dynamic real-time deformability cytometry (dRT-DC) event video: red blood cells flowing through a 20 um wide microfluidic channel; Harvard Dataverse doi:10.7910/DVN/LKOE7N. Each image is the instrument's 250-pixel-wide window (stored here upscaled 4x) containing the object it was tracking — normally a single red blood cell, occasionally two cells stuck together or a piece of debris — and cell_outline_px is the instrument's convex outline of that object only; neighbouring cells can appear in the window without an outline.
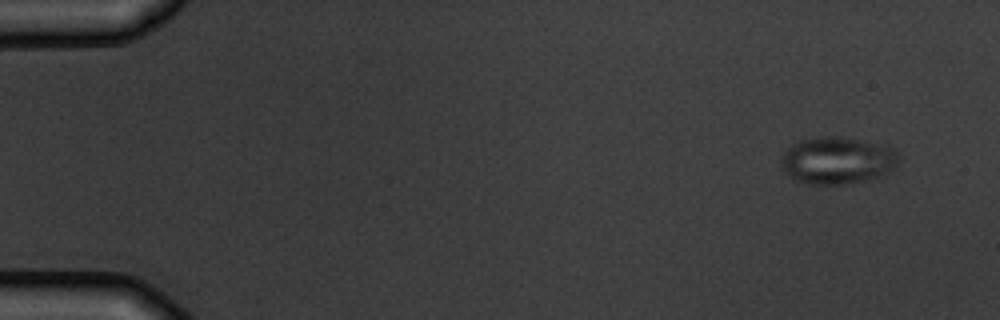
{"species": "common noctule bat (a hibernating species)", "species_latin": "Nyctalus noctula", "temperature_condition": "warm", "stored_images_in_passage": 5, "camera_frame_rate_fps": 3000, "um_per_image_px": 0.085, "animal": {"sex": "male", "body_mass_g": 19.5, "forearm_length_mm": 54.6}, "frame": {"image": 1, "passage_image": 1, "time_ms": 0.0, "image_size_px": [1000, 320], "cell_outline_px": [[900, 156], [896, 164], [888, 172], [880, 176], [868, 180], [844, 184], [812, 184], [792, 180], [784, 172], [784, 152], [792, 144], [800, 140], [824, 136], [836, 136], [888, 144], [896, 148]], "centroid_in_image_um": [71.24, 13.63], "position_along_channel_um": 13.8, "area_um2": 32.48}}